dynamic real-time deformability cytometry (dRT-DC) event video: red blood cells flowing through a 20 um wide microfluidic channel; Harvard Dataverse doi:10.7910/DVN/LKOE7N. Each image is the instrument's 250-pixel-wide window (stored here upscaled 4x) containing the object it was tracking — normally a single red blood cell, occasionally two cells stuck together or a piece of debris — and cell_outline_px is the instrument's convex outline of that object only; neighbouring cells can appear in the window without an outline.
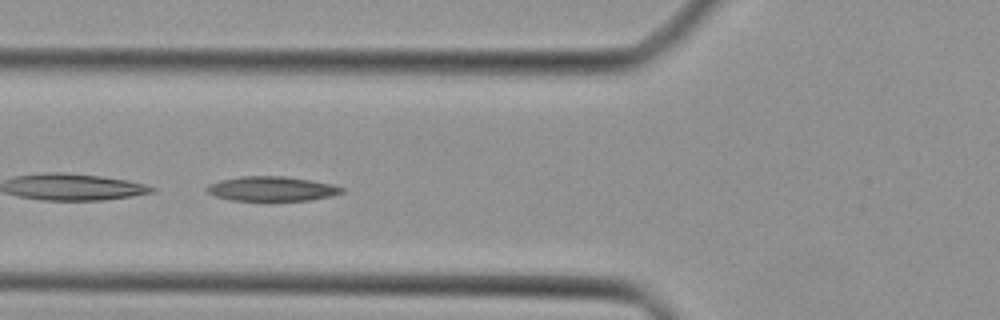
{"species": "Egyptian fruit bat (a non-hibernating species)", "species_latin": "Rousettus aegyptiacus", "temperature_condition": "cold", "stored_images_in_passage": 33, "camera_frame_rate_fps": 3000, "um_per_image_px": 0.085, "animal": {"sex": "female"}, "frame": {"image": 1, "passage_image": 6, "time_ms": 1.667, "image_size_px": [1000, 320], "cell_outline_px": [[344, 192], [332, 196], [308, 200], [232, 200], [216, 196], [208, 192], [204, 188], [220, 180], [240, 176], [284, 176], [312, 180], [332, 184], [344, 188]], "centroid_in_image_um": [23.13, 16.03], "position_along_channel_um": 102.7, "area_um2": 19.19}}
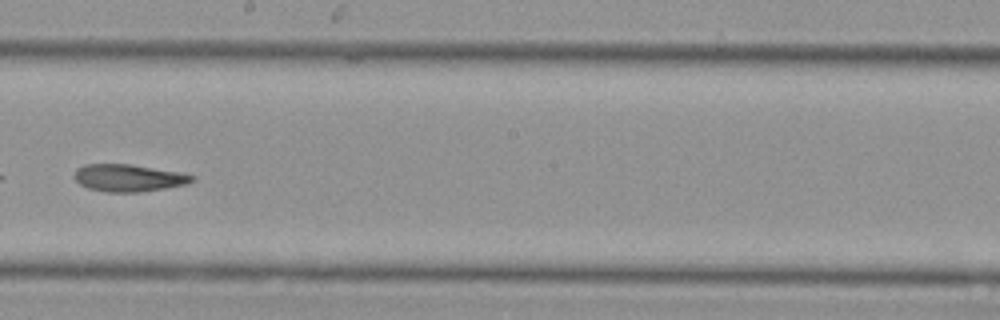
{"frame": {"image": 2, "passage_image": 15, "time_ms": 4.667, "image_size_px": [1000, 320], "cell_outline_px": [[196, 180], [188, 184], [140, 192], [108, 192], [88, 188], [80, 184], [72, 176], [76, 168], [84, 164], [132, 164], [180, 172], [196, 176]], "centroid_in_image_um": [10.93, 15.11], "position_along_channel_um": 237.3, "area_um2": 18.9}}
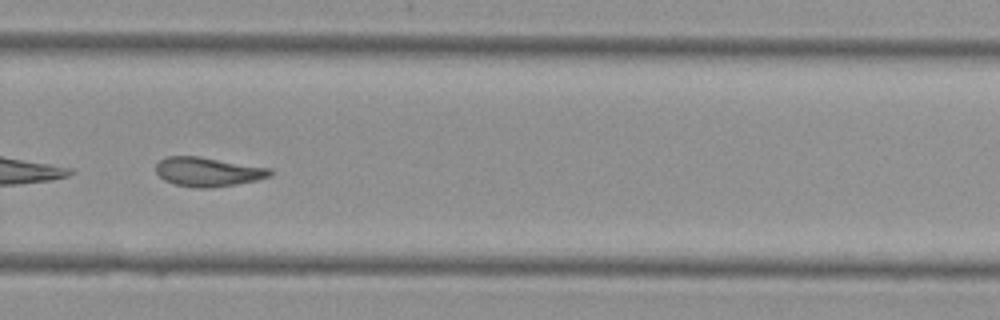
{"frame": {"image": 3, "passage_image": 20, "time_ms": 6.333, "image_size_px": [1000, 320], "cell_outline_px": [[272, 172], [268, 176], [256, 180], [236, 184], [212, 188], [200, 188], [176, 184], [164, 180], [156, 172], [156, 164], [160, 160], [168, 156], [200, 156], [272, 168]], "centroid_in_image_um": [17.68, 14.59], "position_along_channel_um": 312.1, "area_um2": 19.36}}